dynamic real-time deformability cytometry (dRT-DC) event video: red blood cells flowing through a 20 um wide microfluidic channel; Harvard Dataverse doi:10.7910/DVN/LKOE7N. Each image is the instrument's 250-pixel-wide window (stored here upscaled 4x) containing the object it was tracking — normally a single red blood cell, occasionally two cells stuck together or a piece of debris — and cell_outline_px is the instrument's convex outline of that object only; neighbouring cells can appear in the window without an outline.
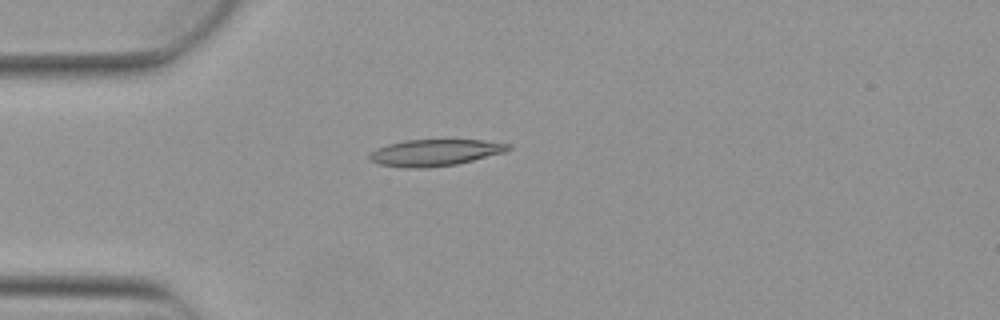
{"species": "Egyptian fruit bat (a non-hibernating species)", "species_latin": "Rousettus aegyptiacus", "temperature_condition": "warm", "stored_images_in_passage": 4, "camera_frame_rate_fps": 3000, "um_per_image_px": 0.085, "animal": {"sex": "female"}, "frame": {"image": 1, "passage_image": 3, "time_ms": 0.667, "image_size_px": [1000, 320], "cell_outline_px": [[512, 148], [504, 152], [456, 164], [428, 168], [404, 168], [376, 164], [368, 160], [368, 156], [376, 148], [388, 144], [404, 140], [484, 140], [512, 144]], "centroid_in_image_um": [36.93, 12.98], "position_along_channel_um": 48.1, "area_um2": 21.62}}